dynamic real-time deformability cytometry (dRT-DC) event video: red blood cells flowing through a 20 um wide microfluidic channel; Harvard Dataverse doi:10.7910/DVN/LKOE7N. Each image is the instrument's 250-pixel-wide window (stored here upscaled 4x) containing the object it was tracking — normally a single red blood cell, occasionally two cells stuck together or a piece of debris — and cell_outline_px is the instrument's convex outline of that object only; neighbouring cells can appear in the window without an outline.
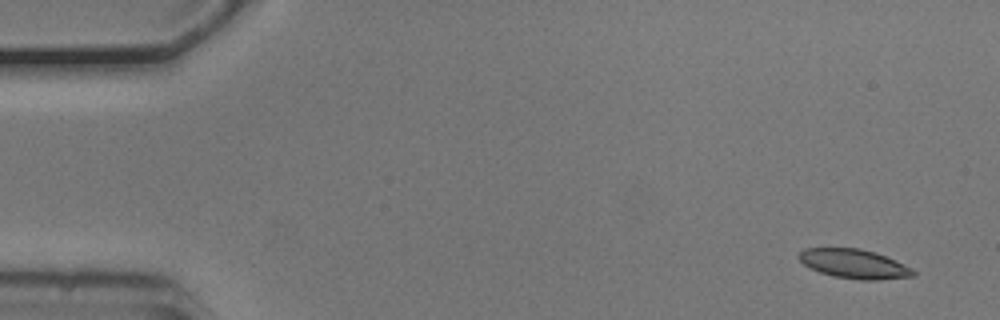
{"species": "common noctule bat (a hibernating species)", "species_latin": "Nyctalus noctula", "temperature_condition": "cold", "stored_images_in_passage": 5, "segment_of_instrument_passage": [2, 2], "camera_frame_rate_fps": 3000, "um_per_image_px": 0.085, "animal": {"sex": "male", "body_mass_g": 20.5, "forearm_length_mm": 52.5}, "frame": {"image": 1, "passage_image": 5, "time_ms": 1.333, "image_size_px": [1000, 320], "cell_outline_px": [[916, 276], [876, 280], [860, 280], [836, 276], [820, 272], [804, 264], [796, 256], [804, 248], [860, 248], [876, 252], [896, 260], [912, 268], [916, 272]], "centroid_in_image_um": [72.63, 22.42], "position_along_channel_um": 12.4, "area_um2": 19.48}}